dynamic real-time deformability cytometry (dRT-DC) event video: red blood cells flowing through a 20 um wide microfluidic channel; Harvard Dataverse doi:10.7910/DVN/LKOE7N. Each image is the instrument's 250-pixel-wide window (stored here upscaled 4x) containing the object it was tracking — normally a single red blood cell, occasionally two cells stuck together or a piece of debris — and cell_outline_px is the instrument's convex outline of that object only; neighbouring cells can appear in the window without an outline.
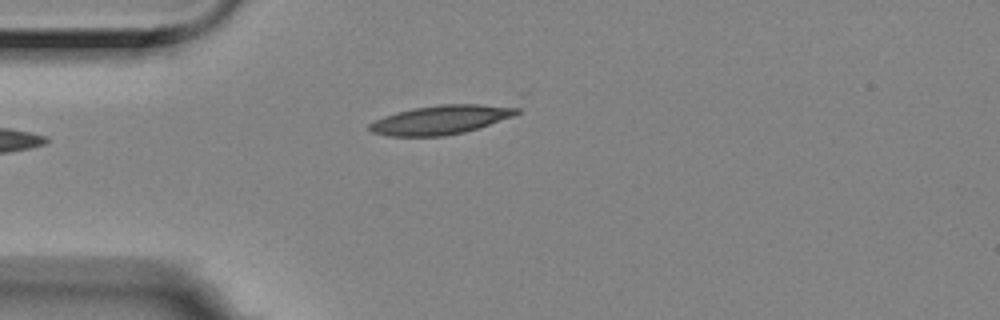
{"species": "Egyptian fruit bat (a non-hibernating species)", "species_latin": "Rousettus aegyptiacus", "temperature_condition": "room temperature", "stored_images_in_passage": 4, "camera_frame_rate_fps": 3000, "um_per_image_px": 0.085, "animal": {"sex": "female"}, "frame": {"image": 1, "passage_image": 4, "time_ms": 1.0, "image_size_px": [1000, 320], "cell_outline_px": [[520, 112], [512, 116], [464, 132], [444, 136], [388, 136], [372, 132], [368, 128], [368, 124], [384, 116], [396, 112], [412, 108], [440, 104], [480, 104], [520, 108]], "centroid_in_image_um": [37.4, 10.18], "position_along_channel_um": 47.6, "area_um2": 24.62}}